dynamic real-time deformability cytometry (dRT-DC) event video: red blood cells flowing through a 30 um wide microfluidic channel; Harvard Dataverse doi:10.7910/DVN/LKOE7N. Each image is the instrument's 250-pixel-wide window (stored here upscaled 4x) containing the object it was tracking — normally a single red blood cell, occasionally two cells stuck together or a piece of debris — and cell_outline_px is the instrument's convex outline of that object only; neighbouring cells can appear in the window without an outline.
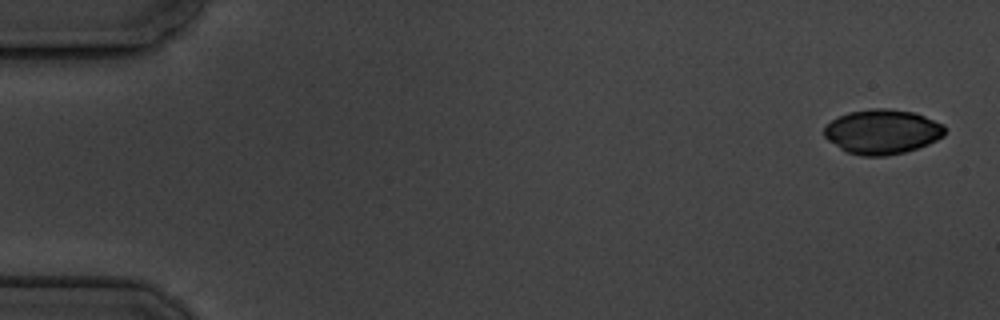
{"species": "common noctule bat (a hibernating species)", "species_latin": "Nyctalus noctula", "temperature_condition": "cold", "stored_images_in_passage": 15, "camera_frame_rate_fps": 3000, "um_per_image_px": 0.085, "animal": {"sex": "male", "body_mass_g": 19.5, "forearm_length_mm": 54.6}, "frame": {"image": 1, "passage_image": 1, "time_ms": 0.0, "image_size_px": [1000, 320], "cell_outline_px": [[944, 136], [928, 144], [904, 152], [884, 156], [864, 156], [848, 152], [840, 148], [828, 140], [824, 136], [824, 128], [832, 120], [848, 112], [872, 108], [888, 108], [912, 112], [924, 116], [944, 124]], "centroid_in_image_um": [74.99, 11.19], "position_along_channel_um": 10.0, "area_um2": 31.15}}
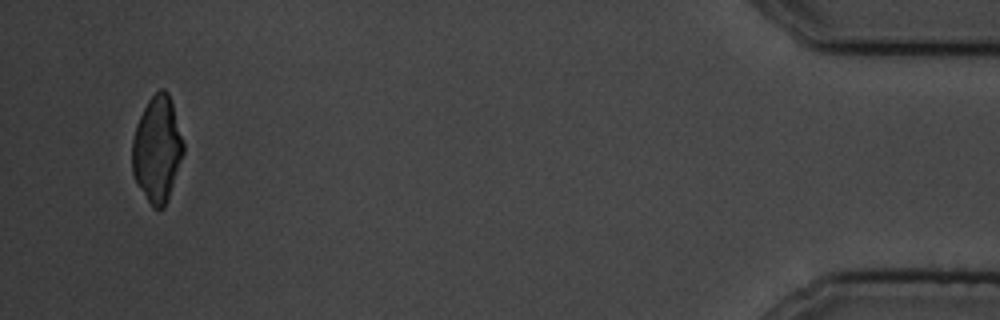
{"frame": {"image": 2, "passage_image": 15, "time_ms": 18.0, "image_size_px": [1000, 320], "cell_outline_px": [[184, 152], [168, 200], [164, 208], [152, 208], [136, 184], [132, 172], [132, 140], [136, 124], [148, 100], [160, 88], [164, 88], [168, 92], [172, 104], [184, 144]], "centroid_in_image_um": [13.34, 12.71], "position_along_channel_um": 421.9, "area_um2": 31.67}}